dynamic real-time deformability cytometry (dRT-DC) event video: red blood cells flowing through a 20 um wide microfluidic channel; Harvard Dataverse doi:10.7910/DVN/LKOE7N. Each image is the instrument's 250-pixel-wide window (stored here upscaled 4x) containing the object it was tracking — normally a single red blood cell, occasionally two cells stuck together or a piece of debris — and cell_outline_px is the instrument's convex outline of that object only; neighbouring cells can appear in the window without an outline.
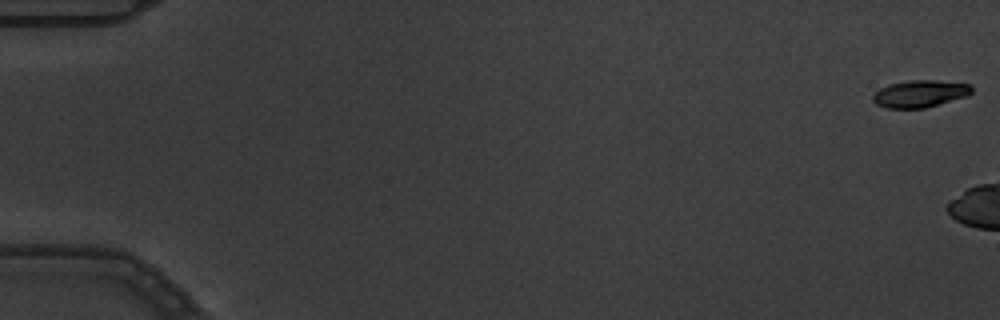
{"species": "common noctule bat (a hibernating species)", "species_latin": "Nyctalus noctula", "temperature_condition": "warm", "stored_images_in_passage": 3, "camera_frame_rate_fps": 3000, "um_per_image_px": 0.085, "animal": {"sex": "male", "body_mass_g": 19.5, "forearm_length_mm": 54.6}, "frame": {"image": 1, "passage_image": 1, "time_ms": 0.0, "image_size_px": [1000, 320], "cell_outline_px": [[972, 92], [968, 96], [924, 108], [888, 108], [876, 104], [872, 100], [872, 96], [880, 88], [888, 84], [912, 80], [932, 80], [972, 84]], "centroid_in_image_um": [78.21, 7.96], "position_along_channel_um": 6.8, "area_um2": 15.61}}